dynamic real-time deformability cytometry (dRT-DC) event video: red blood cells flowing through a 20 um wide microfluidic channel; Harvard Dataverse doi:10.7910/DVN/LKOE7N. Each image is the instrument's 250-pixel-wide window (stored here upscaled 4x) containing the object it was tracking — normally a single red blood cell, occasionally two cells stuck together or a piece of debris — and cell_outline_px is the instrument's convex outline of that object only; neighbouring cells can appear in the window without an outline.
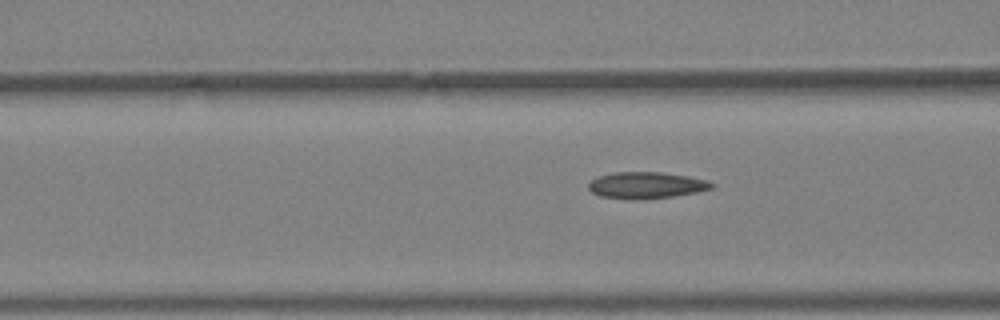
{"species": "Egyptian fruit bat (a non-hibernating species)", "species_latin": "Rousettus aegyptiacus", "temperature_condition": "warm", "stored_images_in_passage": 5, "camera_frame_rate_fps": 3000, "um_per_image_px": 0.085, "animal": {"sex": "female"}, "frame": {"image": 1, "passage_image": 5, "time_ms": 1.333, "image_size_px": [1000, 320], "cell_outline_px": [[716, 188], [696, 192], [672, 196], [644, 200], [632, 200], [600, 196], [592, 192], [588, 188], [588, 184], [596, 176], [616, 172], [660, 172], [688, 176], [708, 180], [716, 184]], "centroid_in_image_um": [54.96, 15.75], "position_along_channel_um": 111.6, "area_um2": 19.31}}